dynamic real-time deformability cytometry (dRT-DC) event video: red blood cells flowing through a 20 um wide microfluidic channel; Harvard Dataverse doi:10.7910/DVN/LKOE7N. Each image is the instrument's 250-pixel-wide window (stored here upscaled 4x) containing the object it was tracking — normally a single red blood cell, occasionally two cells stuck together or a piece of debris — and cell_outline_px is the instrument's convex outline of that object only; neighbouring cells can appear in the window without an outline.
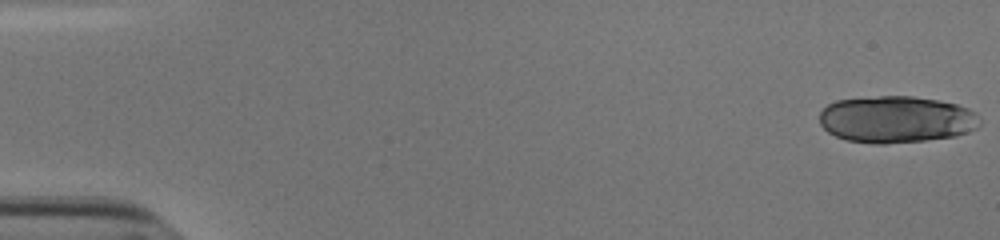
{"species": "human", "species_latin": "Homo sapiens", "temperature_condition": "cold", "stored_images_in_passage": 21, "camera_frame_rate_fps": 3000, "um_per_image_px": 0.085, "donor": {"sex": "male"}, "frame": {"image": 1, "passage_image": 1, "time_ms": 0.0, "image_size_px": [1000, 240], "cell_outline_px": [[980, 128], [956, 136], [924, 140], [884, 144], [876, 144], [848, 140], [836, 136], [828, 132], [820, 124], [820, 112], [828, 104], [836, 100], [880, 96], [912, 96], [940, 100], [956, 104], [968, 108], [976, 112], [980, 116]], "centroid_in_image_um": [76.23, 10.14], "position_along_channel_um": 8.8, "area_um2": 44.04}}
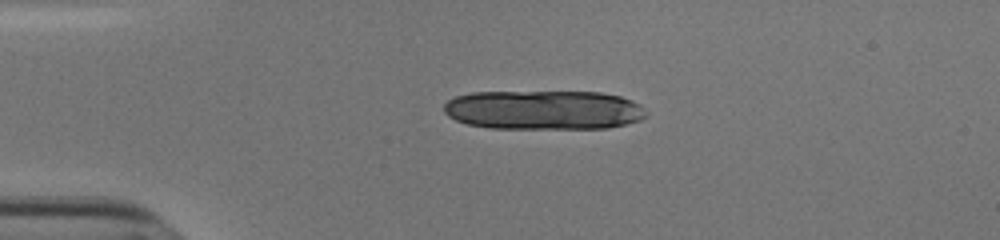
{"frame": {"image": 2, "passage_image": 13, "time_ms": 4.0, "image_size_px": [1000, 240], "cell_outline_px": [[648, 116], [640, 120], [608, 128], [488, 128], [468, 124], [456, 120], [448, 116], [444, 112], [444, 104], [448, 100], [456, 96], [472, 92], [600, 92], [620, 96], [632, 100], [640, 104], [648, 112]], "centroid_in_image_um": [46.23, 9.34], "position_along_channel_um": 38.8, "area_um2": 46.59}}